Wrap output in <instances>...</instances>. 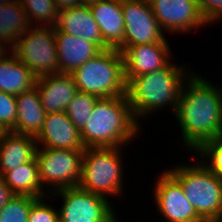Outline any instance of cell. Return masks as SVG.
I'll return each instance as SVG.
<instances>
[{
	"label": "cell",
	"mask_w": 222,
	"mask_h": 222,
	"mask_svg": "<svg viewBox=\"0 0 222 222\" xmlns=\"http://www.w3.org/2000/svg\"><path fill=\"white\" fill-rule=\"evenodd\" d=\"M196 73L193 71L182 85L173 114L187 153L189 150L194 153L206 141L222 137V86Z\"/></svg>",
	"instance_id": "obj_1"
},
{
	"label": "cell",
	"mask_w": 222,
	"mask_h": 222,
	"mask_svg": "<svg viewBox=\"0 0 222 222\" xmlns=\"http://www.w3.org/2000/svg\"><path fill=\"white\" fill-rule=\"evenodd\" d=\"M192 71L195 70L171 61L160 70L132 78L127 83L126 95L137 122L167 107L175 113L182 85Z\"/></svg>",
	"instance_id": "obj_2"
},
{
	"label": "cell",
	"mask_w": 222,
	"mask_h": 222,
	"mask_svg": "<svg viewBox=\"0 0 222 222\" xmlns=\"http://www.w3.org/2000/svg\"><path fill=\"white\" fill-rule=\"evenodd\" d=\"M140 127L127 95L99 98L80 135L85 148L126 147L141 134Z\"/></svg>",
	"instance_id": "obj_3"
},
{
	"label": "cell",
	"mask_w": 222,
	"mask_h": 222,
	"mask_svg": "<svg viewBox=\"0 0 222 222\" xmlns=\"http://www.w3.org/2000/svg\"><path fill=\"white\" fill-rule=\"evenodd\" d=\"M192 158L195 165L177 163L166 171L181 185L186 199L203 220L220 219L222 177L213 173L196 155Z\"/></svg>",
	"instance_id": "obj_4"
},
{
	"label": "cell",
	"mask_w": 222,
	"mask_h": 222,
	"mask_svg": "<svg viewBox=\"0 0 222 222\" xmlns=\"http://www.w3.org/2000/svg\"><path fill=\"white\" fill-rule=\"evenodd\" d=\"M80 92L98 98L125 96L124 60L117 49H106L70 73Z\"/></svg>",
	"instance_id": "obj_5"
},
{
	"label": "cell",
	"mask_w": 222,
	"mask_h": 222,
	"mask_svg": "<svg viewBox=\"0 0 222 222\" xmlns=\"http://www.w3.org/2000/svg\"><path fill=\"white\" fill-rule=\"evenodd\" d=\"M122 147L85 148L79 187L105 198L123 196ZM108 195V197H107Z\"/></svg>",
	"instance_id": "obj_6"
},
{
	"label": "cell",
	"mask_w": 222,
	"mask_h": 222,
	"mask_svg": "<svg viewBox=\"0 0 222 222\" xmlns=\"http://www.w3.org/2000/svg\"><path fill=\"white\" fill-rule=\"evenodd\" d=\"M11 51L36 77L59 73L54 27L30 26Z\"/></svg>",
	"instance_id": "obj_7"
},
{
	"label": "cell",
	"mask_w": 222,
	"mask_h": 222,
	"mask_svg": "<svg viewBox=\"0 0 222 222\" xmlns=\"http://www.w3.org/2000/svg\"><path fill=\"white\" fill-rule=\"evenodd\" d=\"M84 150L37 148L35 157L39 176L48 193L77 187L81 179ZM44 185H47L44 187ZM50 186V188H49Z\"/></svg>",
	"instance_id": "obj_8"
},
{
	"label": "cell",
	"mask_w": 222,
	"mask_h": 222,
	"mask_svg": "<svg viewBox=\"0 0 222 222\" xmlns=\"http://www.w3.org/2000/svg\"><path fill=\"white\" fill-rule=\"evenodd\" d=\"M52 194V195H51ZM61 197L59 222H110L116 215L110 199L83 190L79 186L50 193V198Z\"/></svg>",
	"instance_id": "obj_9"
},
{
	"label": "cell",
	"mask_w": 222,
	"mask_h": 222,
	"mask_svg": "<svg viewBox=\"0 0 222 222\" xmlns=\"http://www.w3.org/2000/svg\"><path fill=\"white\" fill-rule=\"evenodd\" d=\"M122 10L125 30L121 53L129 46L161 43L166 38L148 0H122Z\"/></svg>",
	"instance_id": "obj_10"
},
{
	"label": "cell",
	"mask_w": 222,
	"mask_h": 222,
	"mask_svg": "<svg viewBox=\"0 0 222 222\" xmlns=\"http://www.w3.org/2000/svg\"><path fill=\"white\" fill-rule=\"evenodd\" d=\"M153 187V202L164 222H203L195 208L186 199L181 185L162 171Z\"/></svg>",
	"instance_id": "obj_11"
},
{
	"label": "cell",
	"mask_w": 222,
	"mask_h": 222,
	"mask_svg": "<svg viewBox=\"0 0 222 222\" xmlns=\"http://www.w3.org/2000/svg\"><path fill=\"white\" fill-rule=\"evenodd\" d=\"M162 31L190 33L210 26L200 13L198 0H148ZM179 32V33H178Z\"/></svg>",
	"instance_id": "obj_12"
},
{
	"label": "cell",
	"mask_w": 222,
	"mask_h": 222,
	"mask_svg": "<svg viewBox=\"0 0 222 222\" xmlns=\"http://www.w3.org/2000/svg\"><path fill=\"white\" fill-rule=\"evenodd\" d=\"M167 40L165 38L161 43L129 46L122 52L126 83L139 75L160 70L172 61Z\"/></svg>",
	"instance_id": "obj_13"
},
{
	"label": "cell",
	"mask_w": 222,
	"mask_h": 222,
	"mask_svg": "<svg viewBox=\"0 0 222 222\" xmlns=\"http://www.w3.org/2000/svg\"><path fill=\"white\" fill-rule=\"evenodd\" d=\"M36 144L37 148L85 150L80 130L65 112L46 113Z\"/></svg>",
	"instance_id": "obj_14"
},
{
	"label": "cell",
	"mask_w": 222,
	"mask_h": 222,
	"mask_svg": "<svg viewBox=\"0 0 222 222\" xmlns=\"http://www.w3.org/2000/svg\"><path fill=\"white\" fill-rule=\"evenodd\" d=\"M35 87L46 113L65 112L79 90L74 77L69 73H58L37 77Z\"/></svg>",
	"instance_id": "obj_15"
},
{
	"label": "cell",
	"mask_w": 222,
	"mask_h": 222,
	"mask_svg": "<svg viewBox=\"0 0 222 222\" xmlns=\"http://www.w3.org/2000/svg\"><path fill=\"white\" fill-rule=\"evenodd\" d=\"M89 7L103 38V50H119L125 30L122 0H100Z\"/></svg>",
	"instance_id": "obj_16"
},
{
	"label": "cell",
	"mask_w": 222,
	"mask_h": 222,
	"mask_svg": "<svg viewBox=\"0 0 222 222\" xmlns=\"http://www.w3.org/2000/svg\"><path fill=\"white\" fill-rule=\"evenodd\" d=\"M54 36L59 61V73L70 74L87 60L94 58L103 51L93 41L60 32L56 27H54Z\"/></svg>",
	"instance_id": "obj_17"
},
{
	"label": "cell",
	"mask_w": 222,
	"mask_h": 222,
	"mask_svg": "<svg viewBox=\"0 0 222 222\" xmlns=\"http://www.w3.org/2000/svg\"><path fill=\"white\" fill-rule=\"evenodd\" d=\"M55 27L60 32L93 41L103 49V38L89 6L80 4L60 11Z\"/></svg>",
	"instance_id": "obj_18"
},
{
	"label": "cell",
	"mask_w": 222,
	"mask_h": 222,
	"mask_svg": "<svg viewBox=\"0 0 222 222\" xmlns=\"http://www.w3.org/2000/svg\"><path fill=\"white\" fill-rule=\"evenodd\" d=\"M36 149L35 137L7 131L0 139V177L31 161L35 157Z\"/></svg>",
	"instance_id": "obj_19"
},
{
	"label": "cell",
	"mask_w": 222,
	"mask_h": 222,
	"mask_svg": "<svg viewBox=\"0 0 222 222\" xmlns=\"http://www.w3.org/2000/svg\"><path fill=\"white\" fill-rule=\"evenodd\" d=\"M16 105V125L12 132L36 138L43 128L46 116L36 87L18 94Z\"/></svg>",
	"instance_id": "obj_20"
},
{
	"label": "cell",
	"mask_w": 222,
	"mask_h": 222,
	"mask_svg": "<svg viewBox=\"0 0 222 222\" xmlns=\"http://www.w3.org/2000/svg\"><path fill=\"white\" fill-rule=\"evenodd\" d=\"M36 79L11 50L0 57V91L17 96L32 89Z\"/></svg>",
	"instance_id": "obj_21"
},
{
	"label": "cell",
	"mask_w": 222,
	"mask_h": 222,
	"mask_svg": "<svg viewBox=\"0 0 222 222\" xmlns=\"http://www.w3.org/2000/svg\"><path fill=\"white\" fill-rule=\"evenodd\" d=\"M2 178L15 195L40 198L49 193L43 188L36 157L6 172Z\"/></svg>",
	"instance_id": "obj_22"
},
{
	"label": "cell",
	"mask_w": 222,
	"mask_h": 222,
	"mask_svg": "<svg viewBox=\"0 0 222 222\" xmlns=\"http://www.w3.org/2000/svg\"><path fill=\"white\" fill-rule=\"evenodd\" d=\"M30 26L19 0L0 5V43L6 49L11 50Z\"/></svg>",
	"instance_id": "obj_23"
},
{
	"label": "cell",
	"mask_w": 222,
	"mask_h": 222,
	"mask_svg": "<svg viewBox=\"0 0 222 222\" xmlns=\"http://www.w3.org/2000/svg\"><path fill=\"white\" fill-rule=\"evenodd\" d=\"M31 26L55 27L59 11L54 0H19ZM35 23V24H34ZM37 23V24H36Z\"/></svg>",
	"instance_id": "obj_24"
},
{
	"label": "cell",
	"mask_w": 222,
	"mask_h": 222,
	"mask_svg": "<svg viewBox=\"0 0 222 222\" xmlns=\"http://www.w3.org/2000/svg\"><path fill=\"white\" fill-rule=\"evenodd\" d=\"M98 99L97 96L79 91L68 104L65 113L79 130L87 124Z\"/></svg>",
	"instance_id": "obj_25"
},
{
	"label": "cell",
	"mask_w": 222,
	"mask_h": 222,
	"mask_svg": "<svg viewBox=\"0 0 222 222\" xmlns=\"http://www.w3.org/2000/svg\"><path fill=\"white\" fill-rule=\"evenodd\" d=\"M36 197L15 195L0 210V222H28V215Z\"/></svg>",
	"instance_id": "obj_26"
},
{
	"label": "cell",
	"mask_w": 222,
	"mask_h": 222,
	"mask_svg": "<svg viewBox=\"0 0 222 222\" xmlns=\"http://www.w3.org/2000/svg\"><path fill=\"white\" fill-rule=\"evenodd\" d=\"M195 153L204 165L222 177V137L204 142Z\"/></svg>",
	"instance_id": "obj_27"
},
{
	"label": "cell",
	"mask_w": 222,
	"mask_h": 222,
	"mask_svg": "<svg viewBox=\"0 0 222 222\" xmlns=\"http://www.w3.org/2000/svg\"><path fill=\"white\" fill-rule=\"evenodd\" d=\"M49 197L50 196H43L37 198L32 203L28 215V222H59L58 210L52 207L48 202L45 203L46 198Z\"/></svg>",
	"instance_id": "obj_28"
},
{
	"label": "cell",
	"mask_w": 222,
	"mask_h": 222,
	"mask_svg": "<svg viewBox=\"0 0 222 222\" xmlns=\"http://www.w3.org/2000/svg\"><path fill=\"white\" fill-rule=\"evenodd\" d=\"M16 116V96L0 91V124L6 131L14 129Z\"/></svg>",
	"instance_id": "obj_29"
},
{
	"label": "cell",
	"mask_w": 222,
	"mask_h": 222,
	"mask_svg": "<svg viewBox=\"0 0 222 222\" xmlns=\"http://www.w3.org/2000/svg\"><path fill=\"white\" fill-rule=\"evenodd\" d=\"M198 6L209 25L222 20V0H198Z\"/></svg>",
	"instance_id": "obj_30"
},
{
	"label": "cell",
	"mask_w": 222,
	"mask_h": 222,
	"mask_svg": "<svg viewBox=\"0 0 222 222\" xmlns=\"http://www.w3.org/2000/svg\"><path fill=\"white\" fill-rule=\"evenodd\" d=\"M15 194L7 186L4 179L0 177V210L8 203V201L14 197Z\"/></svg>",
	"instance_id": "obj_31"
},
{
	"label": "cell",
	"mask_w": 222,
	"mask_h": 222,
	"mask_svg": "<svg viewBox=\"0 0 222 222\" xmlns=\"http://www.w3.org/2000/svg\"><path fill=\"white\" fill-rule=\"evenodd\" d=\"M54 2L59 12L80 5V0H54Z\"/></svg>",
	"instance_id": "obj_32"
},
{
	"label": "cell",
	"mask_w": 222,
	"mask_h": 222,
	"mask_svg": "<svg viewBox=\"0 0 222 222\" xmlns=\"http://www.w3.org/2000/svg\"><path fill=\"white\" fill-rule=\"evenodd\" d=\"M99 1L100 0H80V4L85 5V6H90V5H93Z\"/></svg>",
	"instance_id": "obj_33"
},
{
	"label": "cell",
	"mask_w": 222,
	"mask_h": 222,
	"mask_svg": "<svg viewBox=\"0 0 222 222\" xmlns=\"http://www.w3.org/2000/svg\"><path fill=\"white\" fill-rule=\"evenodd\" d=\"M8 51L1 43H0V57L3 56Z\"/></svg>",
	"instance_id": "obj_34"
},
{
	"label": "cell",
	"mask_w": 222,
	"mask_h": 222,
	"mask_svg": "<svg viewBox=\"0 0 222 222\" xmlns=\"http://www.w3.org/2000/svg\"><path fill=\"white\" fill-rule=\"evenodd\" d=\"M7 131L3 128V126L0 124V139L4 136V134L6 133Z\"/></svg>",
	"instance_id": "obj_35"
},
{
	"label": "cell",
	"mask_w": 222,
	"mask_h": 222,
	"mask_svg": "<svg viewBox=\"0 0 222 222\" xmlns=\"http://www.w3.org/2000/svg\"><path fill=\"white\" fill-rule=\"evenodd\" d=\"M203 222H222V219H207V220H204Z\"/></svg>",
	"instance_id": "obj_36"
},
{
	"label": "cell",
	"mask_w": 222,
	"mask_h": 222,
	"mask_svg": "<svg viewBox=\"0 0 222 222\" xmlns=\"http://www.w3.org/2000/svg\"><path fill=\"white\" fill-rule=\"evenodd\" d=\"M15 1H17V0H0V5H3L8 2H15Z\"/></svg>",
	"instance_id": "obj_37"
},
{
	"label": "cell",
	"mask_w": 222,
	"mask_h": 222,
	"mask_svg": "<svg viewBox=\"0 0 222 222\" xmlns=\"http://www.w3.org/2000/svg\"><path fill=\"white\" fill-rule=\"evenodd\" d=\"M120 218H118V214L117 216H115L110 222H122L121 220H119Z\"/></svg>",
	"instance_id": "obj_38"
}]
</instances>
